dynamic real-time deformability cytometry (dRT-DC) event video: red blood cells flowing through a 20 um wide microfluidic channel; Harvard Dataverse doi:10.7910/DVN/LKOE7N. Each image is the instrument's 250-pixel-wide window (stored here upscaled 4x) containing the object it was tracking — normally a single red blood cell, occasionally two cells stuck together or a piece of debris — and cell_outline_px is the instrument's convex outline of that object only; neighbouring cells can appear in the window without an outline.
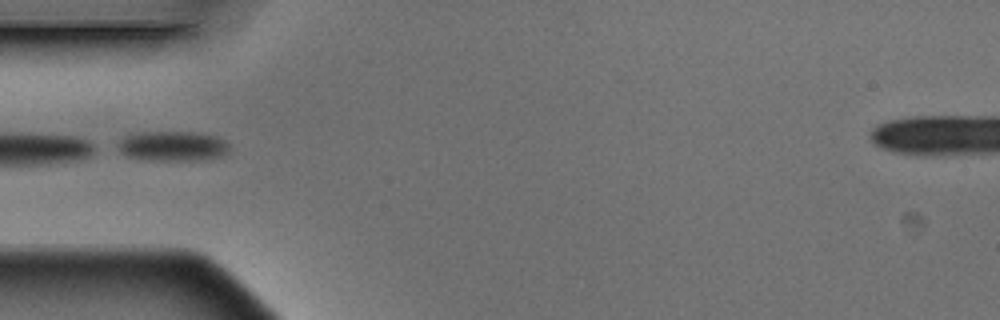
{"species": "Egyptian fruit bat (a non-hibernating species)", "species_latin": "Rousettus aegyptiacus", "temperature_condition": "warm", "stored_images_in_passage": 6, "segment_of_instrument_passage": [2, 2], "camera_frame_rate_fps": 3000, "um_per_image_px": 0.085, "animal": {"sex": "male"}, "frame": {"image": 1, "passage_image": 5, "time_ms": 1.333, "image_size_px": [1000, 320], "cell_outline_px": [[228, 152], [220, 156], [208, 160], [148, 160], [128, 156], [120, 152], [116, 148], [116, 144], [124, 136], [136, 132], [192, 132], [216, 136], [224, 140], [228, 144]], "centroid_in_image_um": [14.64, 12.42], "position_along_channel_um": 70.4, "area_um2": 19.59}}
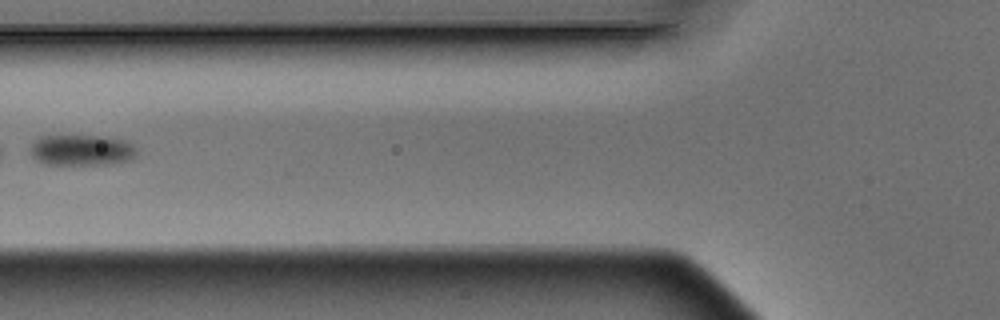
{"frame": {"image": 2, "passage_image": 6, "time_ms": 1.667, "image_size_px": [1000, 320], "cell_outline_px": [[136, 152], [128, 160], [108, 164], [44, 164], [32, 156], [32, 144], [40, 136], [100, 136], [124, 140], [132, 144], [136, 148]], "centroid_in_image_um": [6.93, 12.76], "position_along_channel_um": 118.9, "area_um2": 18.73}}